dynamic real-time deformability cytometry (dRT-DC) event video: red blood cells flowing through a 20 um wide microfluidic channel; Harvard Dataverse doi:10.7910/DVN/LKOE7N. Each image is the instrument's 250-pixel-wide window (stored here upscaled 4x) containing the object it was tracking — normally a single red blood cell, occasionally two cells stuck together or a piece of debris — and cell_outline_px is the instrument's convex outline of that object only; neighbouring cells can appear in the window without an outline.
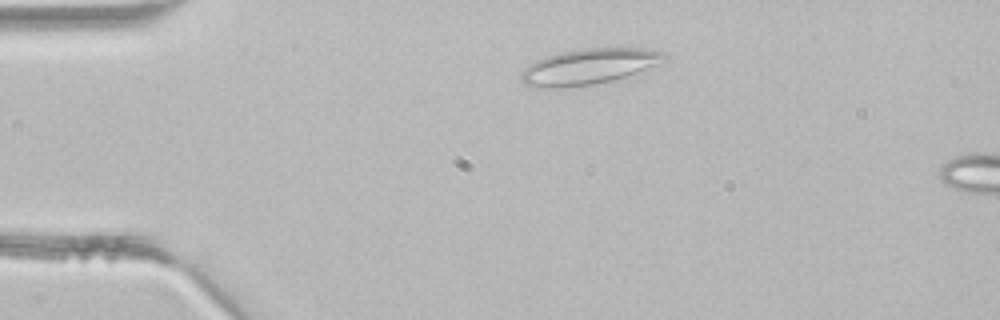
{"species": "common noctule bat (a hibernating species)", "species_latin": "Nyctalus noctula", "temperature_condition": "room temperature", "stored_images_in_passage": 5, "camera_frame_rate_fps": 3000, "um_per_image_px": 0.085, "animal": {"sex": "male", "body_mass_g": 21.5, "forearm_length_mm": 52.0}, "frame": {"image": 1, "passage_image": 1, "time_ms": 0.0, "image_size_px": [1000, 320], "cell_outline_px": [[668, 56], [664, 60], [656, 64], [636, 72], [612, 80], [592, 84], [560, 88], [536, 88], [524, 84], [520, 80], [520, 72], [524, 68], [536, 60], [548, 56], [564, 52], [584, 48], [640, 48], [664, 52]], "centroid_in_image_um": [49.98, 5.66], "position_along_channel_um": 35.0, "area_um2": 29.36}}